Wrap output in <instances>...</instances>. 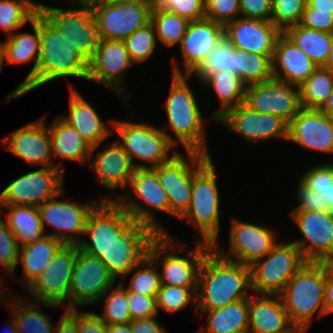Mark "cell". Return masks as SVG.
I'll list each match as a JSON object with an SVG mask.
<instances>
[{
	"mask_svg": "<svg viewBox=\"0 0 333 333\" xmlns=\"http://www.w3.org/2000/svg\"><path fill=\"white\" fill-rule=\"evenodd\" d=\"M250 266L224 259L211 249L200 267L196 311L222 308L240 299H249Z\"/></svg>",
	"mask_w": 333,
	"mask_h": 333,
	"instance_id": "1",
	"label": "cell"
},
{
	"mask_svg": "<svg viewBox=\"0 0 333 333\" xmlns=\"http://www.w3.org/2000/svg\"><path fill=\"white\" fill-rule=\"evenodd\" d=\"M188 78L190 77L187 75H172L171 88L164 103L168 125L160 129L175 146L181 143L186 151L211 156L204 130L206 121L201 114L196 95L187 81ZM165 129L173 130L174 137Z\"/></svg>",
	"mask_w": 333,
	"mask_h": 333,
	"instance_id": "2",
	"label": "cell"
},
{
	"mask_svg": "<svg viewBox=\"0 0 333 333\" xmlns=\"http://www.w3.org/2000/svg\"><path fill=\"white\" fill-rule=\"evenodd\" d=\"M40 57L35 77L23 88V95L61 77L85 79L86 61L58 30L39 12Z\"/></svg>",
	"mask_w": 333,
	"mask_h": 333,
	"instance_id": "3",
	"label": "cell"
},
{
	"mask_svg": "<svg viewBox=\"0 0 333 333\" xmlns=\"http://www.w3.org/2000/svg\"><path fill=\"white\" fill-rule=\"evenodd\" d=\"M326 261L305 263L278 294L292 324L306 331L316 312L326 315Z\"/></svg>",
	"mask_w": 333,
	"mask_h": 333,
	"instance_id": "4",
	"label": "cell"
},
{
	"mask_svg": "<svg viewBox=\"0 0 333 333\" xmlns=\"http://www.w3.org/2000/svg\"><path fill=\"white\" fill-rule=\"evenodd\" d=\"M179 241L168 232L158 234L150 243L148 256L158 267L162 265L161 285L197 288L200 267L212 245L196 240L195 247L189 251L187 249L184 253L186 256L182 257L179 252L186 250L187 244L184 245Z\"/></svg>",
	"mask_w": 333,
	"mask_h": 333,
	"instance_id": "5",
	"label": "cell"
},
{
	"mask_svg": "<svg viewBox=\"0 0 333 333\" xmlns=\"http://www.w3.org/2000/svg\"><path fill=\"white\" fill-rule=\"evenodd\" d=\"M129 187L137 199L129 192L117 197L105 194L101 200L116 201L134 221L145 223L158 234H166L168 231L154 215L155 211L170 214L169 199L156 171L153 168L135 169Z\"/></svg>",
	"mask_w": 333,
	"mask_h": 333,
	"instance_id": "6",
	"label": "cell"
},
{
	"mask_svg": "<svg viewBox=\"0 0 333 333\" xmlns=\"http://www.w3.org/2000/svg\"><path fill=\"white\" fill-rule=\"evenodd\" d=\"M216 166L210 157L192 177L191 201L180 219L195 224L199 230L198 241L213 244L220 232V197L217 186ZM202 236V237H201Z\"/></svg>",
	"mask_w": 333,
	"mask_h": 333,
	"instance_id": "7",
	"label": "cell"
},
{
	"mask_svg": "<svg viewBox=\"0 0 333 333\" xmlns=\"http://www.w3.org/2000/svg\"><path fill=\"white\" fill-rule=\"evenodd\" d=\"M112 127V133L116 131L120 135L117 142L130 157L135 169L155 168L170 161L179 151L174 149L176 146L158 127L124 120H113ZM134 159L148 164L134 163Z\"/></svg>",
	"mask_w": 333,
	"mask_h": 333,
	"instance_id": "8",
	"label": "cell"
},
{
	"mask_svg": "<svg viewBox=\"0 0 333 333\" xmlns=\"http://www.w3.org/2000/svg\"><path fill=\"white\" fill-rule=\"evenodd\" d=\"M307 262L294 242L277 243L262 259L250 266L252 291L278 295Z\"/></svg>",
	"mask_w": 333,
	"mask_h": 333,
	"instance_id": "9",
	"label": "cell"
},
{
	"mask_svg": "<svg viewBox=\"0 0 333 333\" xmlns=\"http://www.w3.org/2000/svg\"><path fill=\"white\" fill-rule=\"evenodd\" d=\"M89 5L99 39L123 41L150 22L146 0H96Z\"/></svg>",
	"mask_w": 333,
	"mask_h": 333,
	"instance_id": "10",
	"label": "cell"
},
{
	"mask_svg": "<svg viewBox=\"0 0 333 333\" xmlns=\"http://www.w3.org/2000/svg\"><path fill=\"white\" fill-rule=\"evenodd\" d=\"M73 5L77 8H55L39 3L38 11L89 62L99 42L97 25L89 4Z\"/></svg>",
	"mask_w": 333,
	"mask_h": 333,
	"instance_id": "11",
	"label": "cell"
},
{
	"mask_svg": "<svg viewBox=\"0 0 333 333\" xmlns=\"http://www.w3.org/2000/svg\"><path fill=\"white\" fill-rule=\"evenodd\" d=\"M76 254L75 244H64L59 249L44 271L25 289L29 291L33 301L37 300L36 302L49 308L63 306L67 310Z\"/></svg>",
	"mask_w": 333,
	"mask_h": 333,
	"instance_id": "12",
	"label": "cell"
},
{
	"mask_svg": "<svg viewBox=\"0 0 333 333\" xmlns=\"http://www.w3.org/2000/svg\"><path fill=\"white\" fill-rule=\"evenodd\" d=\"M133 218L116 202L101 201L89 214L84 234L78 247L84 253L100 258L134 223Z\"/></svg>",
	"mask_w": 333,
	"mask_h": 333,
	"instance_id": "13",
	"label": "cell"
},
{
	"mask_svg": "<svg viewBox=\"0 0 333 333\" xmlns=\"http://www.w3.org/2000/svg\"><path fill=\"white\" fill-rule=\"evenodd\" d=\"M178 152L170 161L153 168L164 187L170 205V215L180 218L189 208L193 174L212 156L199 152Z\"/></svg>",
	"mask_w": 333,
	"mask_h": 333,
	"instance_id": "14",
	"label": "cell"
},
{
	"mask_svg": "<svg viewBox=\"0 0 333 333\" xmlns=\"http://www.w3.org/2000/svg\"><path fill=\"white\" fill-rule=\"evenodd\" d=\"M63 196L64 189L57 196L37 207L42 227L44 231L46 230V224L56 229L46 235L54 237L64 244L78 245L85 237L82 234H84L89 214L102 200L97 201L98 203L95 200L90 203L78 204L76 201H70V199L59 200Z\"/></svg>",
	"mask_w": 333,
	"mask_h": 333,
	"instance_id": "15",
	"label": "cell"
},
{
	"mask_svg": "<svg viewBox=\"0 0 333 333\" xmlns=\"http://www.w3.org/2000/svg\"><path fill=\"white\" fill-rule=\"evenodd\" d=\"M231 220L229 253L227 254L221 249L222 246L218 240L212 244V249L220 257L251 266L277 244L276 232L272 228L251 224L248 221H239L237 217Z\"/></svg>",
	"mask_w": 333,
	"mask_h": 333,
	"instance_id": "16",
	"label": "cell"
},
{
	"mask_svg": "<svg viewBox=\"0 0 333 333\" xmlns=\"http://www.w3.org/2000/svg\"><path fill=\"white\" fill-rule=\"evenodd\" d=\"M243 104L253 111L278 116L287 124L302 109L299 87L274 77L246 86Z\"/></svg>",
	"mask_w": 333,
	"mask_h": 333,
	"instance_id": "17",
	"label": "cell"
},
{
	"mask_svg": "<svg viewBox=\"0 0 333 333\" xmlns=\"http://www.w3.org/2000/svg\"><path fill=\"white\" fill-rule=\"evenodd\" d=\"M115 281L106 265L99 258L84 253L77 245L67 310L77 309L76 306L97 303L100 297L113 287Z\"/></svg>",
	"mask_w": 333,
	"mask_h": 333,
	"instance_id": "18",
	"label": "cell"
},
{
	"mask_svg": "<svg viewBox=\"0 0 333 333\" xmlns=\"http://www.w3.org/2000/svg\"><path fill=\"white\" fill-rule=\"evenodd\" d=\"M64 172L42 167L9 183L0 193V204L38 207L63 190Z\"/></svg>",
	"mask_w": 333,
	"mask_h": 333,
	"instance_id": "19",
	"label": "cell"
},
{
	"mask_svg": "<svg viewBox=\"0 0 333 333\" xmlns=\"http://www.w3.org/2000/svg\"><path fill=\"white\" fill-rule=\"evenodd\" d=\"M135 65L131 60L123 41L99 39L93 58L88 62L86 80L95 81L122 96L126 94L125 75L127 69ZM127 95V96H126Z\"/></svg>",
	"mask_w": 333,
	"mask_h": 333,
	"instance_id": "20",
	"label": "cell"
},
{
	"mask_svg": "<svg viewBox=\"0 0 333 333\" xmlns=\"http://www.w3.org/2000/svg\"><path fill=\"white\" fill-rule=\"evenodd\" d=\"M290 218L303 235L292 241L307 261H333V214L329 211L291 212Z\"/></svg>",
	"mask_w": 333,
	"mask_h": 333,
	"instance_id": "21",
	"label": "cell"
},
{
	"mask_svg": "<svg viewBox=\"0 0 333 333\" xmlns=\"http://www.w3.org/2000/svg\"><path fill=\"white\" fill-rule=\"evenodd\" d=\"M157 235L145 223L135 221L99 259L115 280L119 276L125 280L128 273L148 255L150 243Z\"/></svg>",
	"mask_w": 333,
	"mask_h": 333,
	"instance_id": "22",
	"label": "cell"
},
{
	"mask_svg": "<svg viewBox=\"0 0 333 333\" xmlns=\"http://www.w3.org/2000/svg\"><path fill=\"white\" fill-rule=\"evenodd\" d=\"M4 149L30 165L56 167L64 172L62 163L53 161L51 139L45 116L23 125L2 138ZM62 167V168H61Z\"/></svg>",
	"mask_w": 333,
	"mask_h": 333,
	"instance_id": "23",
	"label": "cell"
},
{
	"mask_svg": "<svg viewBox=\"0 0 333 333\" xmlns=\"http://www.w3.org/2000/svg\"><path fill=\"white\" fill-rule=\"evenodd\" d=\"M216 122L241 136L247 142L256 144L273 138L287 141L288 124L278 116L259 113L244 104L228 110Z\"/></svg>",
	"mask_w": 333,
	"mask_h": 333,
	"instance_id": "24",
	"label": "cell"
},
{
	"mask_svg": "<svg viewBox=\"0 0 333 333\" xmlns=\"http://www.w3.org/2000/svg\"><path fill=\"white\" fill-rule=\"evenodd\" d=\"M223 37L224 25L220 23L207 18L190 21L180 44L182 61L184 62L183 71L174 58L172 59V75L189 76Z\"/></svg>",
	"mask_w": 333,
	"mask_h": 333,
	"instance_id": "25",
	"label": "cell"
},
{
	"mask_svg": "<svg viewBox=\"0 0 333 333\" xmlns=\"http://www.w3.org/2000/svg\"><path fill=\"white\" fill-rule=\"evenodd\" d=\"M287 141L311 151L333 154V118L318 109L302 108L288 123Z\"/></svg>",
	"mask_w": 333,
	"mask_h": 333,
	"instance_id": "26",
	"label": "cell"
},
{
	"mask_svg": "<svg viewBox=\"0 0 333 333\" xmlns=\"http://www.w3.org/2000/svg\"><path fill=\"white\" fill-rule=\"evenodd\" d=\"M282 31L271 21L238 17L224 26V36L238 50L273 58Z\"/></svg>",
	"mask_w": 333,
	"mask_h": 333,
	"instance_id": "27",
	"label": "cell"
},
{
	"mask_svg": "<svg viewBox=\"0 0 333 333\" xmlns=\"http://www.w3.org/2000/svg\"><path fill=\"white\" fill-rule=\"evenodd\" d=\"M248 333H300L279 295L256 294L248 299Z\"/></svg>",
	"mask_w": 333,
	"mask_h": 333,
	"instance_id": "28",
	"label": "cell"
},
{
	"mask_svg": "<svg viewBox=\"0 0 333 333\" xmlns=\"http://www.w3.org/2000/svg\"><path fill=\"white\" fill-rule=\"evenodd\" d=\"M69 110V115L60 117L92 146V157L97 147L113 134V120H110V124L103 121L94 107L72 86L70 87Z\"/></svg>",
	"mask_w": 333,
	"mask_h": 333,
	"instance_id": "29",
	"label": "cell"
},
{
	"mask_svg": "<svg viewBox=\"0 0 333 333\" xmlns=\"http://www.w3.org/2000/svg\"><path fill=\"white\" fill-rule=\"evenodd\" d=\"M271 61L274 78L298 87L317 69L313 61L283 32L276 41Z\"/></svg>",
	"mask_w": 333,
	"mask_h": 333,
	"instance_id": "30",
	"label": "cell"
},
{
	"mask_svg": "<svg viewBox=\"0 0 333 333\" xmlns=\"http://www.w3.org/2000/svg\"><path fill=\"white\" fill-rule=\"evenodd\" d=\"M90 160L89 165L101 185L111 191L119 187L127 189L135 167L117 140Z\"/></svg>",
	"mask_w": 333,
	"mask_h": 333,
	"instance_id": "31",
	"label": "cell"
},
{
	"mask_svg": "<svg viewBox=\"0 0 333 333\" xmlns=\"http://www.w3.org/2000/svg\"><path fill=\"white\" fill-rule=\"evenodd\" d=\"M33 33H14L6 38L5 43V61L13 64L28 63L35 60V63L26 75L25 79L4 99H15L23 96V88L35 77L38 60L40 57V36H39V11L34 15L33 20L29 22Z\"/></svg>",
	"mask_w": 333,
	"mask_h": 333,
	"instance_id": "32",
	"label": "cell"
},
{
	"mask_svg": "<svg viewBox=\"0 0 333 333\" xmlns=\"http://www.w3.org/2000/svg\"><path fill=\"white\" fill-rule=\"evenodd\" d=\"M51 139L53 161H76L84 165L91 159L92 146L60 116L47 125Z\"/></svg>",
	"mask_w": 333,
	"mask_h": 333,
	"instance_id": "33",
	"label": "cell"
},
{
	"mask_svg": "<svg viewBox=\"0 0 333 333\" xmlns=\"http://www.w3.org/2000/svg\"><path fill=\"white\" fill-rule=\"evenodd\" d=\"M207 318L206 327L196 333H248V299H240L228 305L208 311H197Z\"/></svg>",
	"mask_w": 333,
	"mask_h": 333,
	"instance_id": "34",
	"label": "cell"
},
{
	"mask_svg": "<svg viewBox=\"0 0 333 333\" xmlns=\"http://www.w3.org/2000/svg\"><path fill=\"white\" fill-rule=\"evenodd\" d=\"M64 243L54 237L44 236L40 240L20 247L18 263L21 262L23 271L20 279L26 289L46 268L53 256Z\"/></svg>",
	"mask_w": 333,
	"mask_h": 333,
	"instance_id": "35",
	"label": "cell"
},
{
	"mask_svg": "<svg viewBox=\"0 0 333 333\" xmlns=\"http://www.w3.org/2000/svg\"><path fill=\"white\" fill-rule=\"evenodd\" d=\"M0 207L8 210L4 221L21 247L46 236L37 207L11 204H0Z\"/></svg>",
	"mask_w": 333,
	"mask_h": 333,
	"instance_id": "36",
	"label": "cell"
},
{
	"mask_svg": "<svg viewBox=\"0 0 333 333\" xmlns=\"http://www.w3.org/2000/svg\"><path fill=\"white\" fill-rule=\"evenodd\" d=\"M202 85L210 87L209 89H212L219 98L220 108L211 115V119L215 122L228 110L244 103L246 85L235 74L221 71L211 75Z\"/></svg>",
	"mask_w": 333,
	"mask_h": 333,
	"instance_id": "37",
	"label": "cell"
},
{
	"mask_svg": "<svg viewBox=\"0 0 333 333\" xmlns=\"http://www.w3.org/2000/svg\"><path fill=\"white\" fill-rule=\"evenodd\" d=\"M283 33L317 67L325 65L331 47V33L309 29L300 24L286 28Z\"/></svg>",
	"mask_w": 333,
	"mask_h": 333,
	"instance_id": "38",
	"label": "cell"
},
{
	"mask_svg": "<svg viewBox=\"0 0 333 333\" xmlns=\"http://www.w3.org/2000/svg\"><path fill=\"white\" fill-rule=\"evenodd\" d=\"M239 63L240 51L224 36L189 77L194 75L203 84L211 75L221 71L238 76Z\"/></svg>",
	"mask_w": 333,
	"mask_h": 333,
	"instance_id": "39",
	"label": "cell"
},
{
	"mask_svg": "<svg viewBox=\"0 0 333 333\" xmlns=\"http://www.w3.org/2000/svg\"><path fill=\"white\" fill-rule=\"evenodd\" d=\"M21 297L23 296L19 294L9 296V301H12L11 305H8L13 309V319L18 333H53L55 328L53 322L38 305H35L38 303Z\"/></svg>",
	"mask_w": 333,
	"mask_h": 333,
	"instance_id": "40",
	"label": "cell"
},
{
	"mask_svg": "<svg viewBox=\"0 0 333 333\" xmlns=\"http://www.w3.org/2000/svg\"><path fill=\"white\" fill-rule=\"evenodd\" d=\"M333 88V74L324 69H317L299 86L302 108L320 110L327 102Z\"/></svg>",
	"mask_w": 333,
	"mask_h": 333,
	"instance_id": "41",
	"label": "cell"
},
{
	"mask_svg": "<svg viewBox=\"0 0 333 333\" xmlns=\"http://www.w3.org/2000/svg\"><path fill=\"white\" fill-rule=\"evenodd\" d=\"M39 3L33 0H0V28L6 38L33 20Z\"/></svg>",
	"mask_w": 333,
	"mask_h": 333,
	"instance_id": "42",
	"label": "cell"
},
{
	"mask_svg": "<svg viewBox=\"0 0 333 333\" xmlns=\"http://www.w3.org/2000/svg\"><path fill=\"white\" fill-rule=\"evenodd\" d=\"M150 22L154 26L157 43L160 40L167 47L180 46L190 23L188 19L165 10L151 12Z\"/></svg>",
	"mask_w": 333,
	"mask_h": 333,
	"instance_id": "43",
	"label": "cell"
},
{
	"mask_svg": "<svg viewBox=\"0 0 333 333\" xmlns=\"http://www.w3.org/2000/svg\"><path fill=\"white\" fill-rule=\"evenodd\" d=\"M147 255L137 266L129 273H132L131 280L127 290L140 293L145 296H157L160 289V268Z\"/></svg>",
	"mask_w": 333,
	"mask_h": 333,
	"instance_id": "44",
	"label": "cell"
},
{
	"mask_svg": "<svg viewBox=\"0 0 333 333\" xmlns=\"http://www.w3.org/2000/svg\"><path fill=\"white\" fill-rule=\"evenodd\" d=\"M112 288H109L99 299V301L105 299L102 314H95L107 325L129 323L131 317L124 282H119L115 289Z\"/></svg>",
	"mask_w": 333,
	"mask_h": 333,
	"instance_id": "45",
	"label": "cell"
},
{
	"mask_svg": "<svg viewBox=\"0 0 333 333\" xmlns=\"http://www.w3.org/2000/svg\"><path fill=\"white\" fill-rule=\"evenodd\" d=\"M239 51L238 76L246 86L260 83L273 77L272 61L268 56L251 53L246 50Z\"/></svg>",
	"mask_w": 333,
	"mask_h": 333,
	"instance_id": "46",
	"label": "cell"
},
{
	"mask_svg": "<svg viewBox=\"0 0 333 333\" xmlns=\"http://www.w3.org/2000/svg\"><path fill=\"white\" fill-rule=\"evenodd\" d=\"M197 288H183L178 286L160 285L156 296V307L168 313H175L192 304L196 310Z\"/></svg>",
	"mask_w": 333,
	"mask_h": 333,
	"instance_id": "47",
	"label": "cell"
},
{
	"mask_svg": "<svg viewBox=\"0 0 333 333\" xmlns=\"http://www.w3.org/2000/svg\"><path fill=\"white\" fill-rule=\"evenodd\" d=\"M123 43L135 65L144 63L151 57L158 44L154 26L149 22L124 39Z\"/></svg>",
	"mask_w": 333,
	"mask_h": 333,
	"instance_id": "48",
	"label": "cell"
},
{
	"mask_svg": "<svg viewBox=\"0 0 333 333\" xmlns=\"http://www.w3.org/2000/svg\"><path fill=\"white\" fill-rule=\"evenodd\" d=\"M205 0H148L151 12L165 10L196 21L205 18Z\"/></svg>",
	"mask_w": 333,
	"mask_h": 333,
	"instance_id": "49",
	"label": "cell"
},
{
	"mask_svg": "<svg viewBox=\"0 0 333 333\" xmlns=\"http://www.w3.org/2000/svg\"><path fill=\"white\" fill-rule=\"evenodd\" d=\"M299 181L308 189L316 191L328 204L333 188V163H320V165L311 167Z\"/></svg>",
	"mask_w": 333,
	"mask_h": 333,
	"instance_id": "50",
	"label": "cell"
},
{
	"mask_svg": "<svg viewBox=\"0 0 333 333\" xmlns=\"http://www.w3.org/2000/svg\"><path fill=\"white\" fill-rule=\"evenodd\" d=\"M306 0H272L271 22L282 32L301 22Z\"/></svg>",
	"mask_w": 333,
	"mask_h": 333,
	"instance_id": "51",
	"label": "cell"
},
{
	"mask_svg": "<svg viewBox=\"0 0 333 333\" xmlns=\"http://www.w3.org/2000/svg\"><path fill=\"white\" fill-rule=\"evenodd\" d=\"M20 247L13 232L0 215V265L9 275H16Z\"/></svg>",
	"mask_w": 333,
	"mask_h": 333,
	"instance_id": "52",
	"label": "cell"
},
{
	"mask_svg": "<svg viewBox=\"0 0 333 333\" xmlns=\"http://www.w3.org/2000/svg\"><path fill=\"white\" fill-rule=\"evenodd\" d=\"M205 18L226 25L240 17L239 0H205Z\"/></svg>",
	"mask_w": 333,
	"mask_h": 333,
	"instance_id": "53",
	"label": "cell"
},
{
	"mask_svg": "<svg viewBox=\"0 0 333 333\" xmlns=\"http://www.w3.org/2000/svg\"><path fill=\"white\" fill-rule=\"evenodd\" d=\"M127 298L131 320L150 318L158 315L156 297L145 296L127 290Z\"/></svg>",
	"mask_w": 333,
	"mask_h": 333,
	"instance_id": "54",
	"label": "cell"
},
{
	"mask_svg": "<svg viewBox=\"0 0 333 333\" xmlns=\"http://www.w3.org/2000/svg\"><path fill=\"white\" fill-rule=\"evenodd\" d=\"M300 25L309 29L333 34V14L318 11L305 4Z\"/></svg>",
	"mask_w": 333,
	"mask_h": 333,
	"instance_id": "55",
	"label": "cell"
},
{
	"mask_svg": "<svg viewBox=\"0 0 333 333\" xmlns=\"http://www.w3.org/2000/svg\"><path fill=\"white\" fill-rule=\"evenodd\" d=\"M298 206L291 212L301 211H329L327 202L324 201L314 190L308 189L300 181L297 186Z\"/></svg>",
	"mask_w": 333,
	"mask_h": 333,
	"instance_id": "56",
	"label": "cell"
},
{
	"mask_svg": "<svg viewBox=\"0 0 333 333\" xmlns=\"http://www.w3.org/2000/svg\"><path fill=\"white\" fill-rule=\"evenodd\" d=\"M240 17L271 21L272 0H239Z\"/></svg>",
	"mask_w": 333,
	"mask_h": 333,
	"instance_id": "57",
	"label": "cell"
},
{
	"mask_svg": "<svg viewBox=\"0 0 333 333\" xmlns=\"http://www.w3.org/2000/svg\"><path fill=\"white\" fill-rule=\"evenodd\" d=\"M78 333H108V327L95 312H82L77 308Z\"/></svg>",
	"mask_w": 333,
	"mask_h": 333,
	"instance_id": "58",
	"label": "cell"
},
{
	"mask_svg": "<svg viewBox=\"0 0 333 333\" xmlns=\"http://www.w3.org/2000/svg\"><path fill=\"white\" fill-rule=\"evenodd\" d=\"M156 316L150 318H142L131 320L130 327L132 333H167L166 330L155 319Z\"/></svg>",
	"mask_w": 333,
	"mask_h": 333,
	"instance_id": "59",
	"label": "cell"
},
{
	"mask_svg": "<svg viewBox=\"0 0 333 333\" xmlns=\"http://www.w3.org/2000/svg\"><path fill=\"white\" fill-rule=\"evenodd\" d=\"M53 333H78L77 309L64 310L62 318Z\"/></svg>",
	"mask_w": 333,
	"mask_h": 333,
	"instance_id": "60",
	"label": "cell"
},
{
	"mask_svg": "<svg viewBox=\"0 0 333 333\" xmlns=\"http://www.w3.org/2000/svg\"><path fill=\"white\" fill-rule=\"evenodd\" d=\"M324 296L326 315H328L333 313V261H326V283Z\"/></svg>",
	"mask_w": 333,
	"mask_h": 333,
	"instance_id": "61",
	"label": "cell"
},
{
	"mask_svg": "<svg viewBox=\"0 0 333 333\" xmlns=\"http://www.w3.org/2000/svg\"><path fill=\"white\" fill-rule=\"evenodd\" d=\"M306 4L318 11L333 14V0H306Z\"/></svg>",
	"mask_w": 333,
	"mask_h": 333,
	"instance_id": "62",
	"label": "cell"
},
{
	"mask_svg": "<svg viewBox=\"0 0 333 333\" xmlns=\"http://www.w3.org/2000/svg\"><path fill=\"white\" fill-rule=\"evenodd\" d=\"M108 333H132L130 323H117L107 325Z\"/></svg>",
	"mask_w": 333,
	"mask_h": 333,
	"instance_id": "63",
	"label": "cell"
},
{
	"mask_svg": "<svg viewBox=\"0 0 333 333\" xmlns=\"http://www.w3.org/2000/svg\"><path fill=\"white\" fill-rule=\"evenodd\" d=\"M320 110L328 117L333 118V88L328 97L327 102L324 104V106Z\"/></svg>",
	"mask_w": 333,
	"mask_h": 333,
	"instance_id": "64",
	"label": "cell"
},
{
	"mask_svg": "<svg viewBox=\"0 0 333 333\" xmlns=\"http://www.w3.org/2000/svg\"><path fill=\"white\" fill-rule=\"evenodd\" d=\"M323 68L330 71L333 74V34H332L330 52L328 54L327 61H326L325 65L323 66Z\"/></svg>",
	"mask_w": 333,
	"mask_h": 333,
	"instance_id": "65",
	"label": "cell"
},
{
	"mask_svg": "<svg viewBox=\"0 0 333 333\" xmlns=\"http://www.w3.org/2000/svg\"><path fill=\"white\" fill-rule=\"evenodd\" d=\"M6 324L8 326L5 325V327L7 329V330L5 329V331H7L8 333H18L17 326H16V323H15L13 317Z\"/></svg>",
	"mask_w": 333,
	"mask_h": 333,
	"instance_id": "66",
	"label": "cell"
},
{
	"mask_svg": "<svg viewBox=\"0 0 333 333\" xmlns=\"http://www.w3.org/2000/svg\"><path fill=\"white\" fill-rule=\"evenodd\" d=\"M5 60V43L0 41V70L4 67Z\"/></svg>",
	"mask_w": 333,
	"mask_h": 333,
	"instance_id": "67",
	"label": "cell"
},
{
	"mask_svg": "<svg viewBox=\"0 0 333 333\" xmlns=\"http://www.w3.org/2000/svg\"><path fill=\"white\" fill-rule=\"evenodd\" d=\"M2 278H0V305H5V302L6 303H8L7 302V300H6V296L4 295L5 293V289L3 288L4 286H3V281L1 280ZM5 301V302H4ZM3 302V303H2Z\"/></svg>",
	"mask_w": 333,
	"mask_h": 333,
	"instance_id": "68",
	"label": "cell"
},
{
	"mask_svg": "<svg viewBox=\"0 0 333 333\" xmlns=\"http://www.w3.org/2000/svg\"><path fill=\"white\" fill-rule=\"evenodd\" d=\"M329 212L333 214V188L332 192L330 193V202L328 203Z\"/></svg>",
	"mask_w": 333,
	"mask_h": 333,
	"instance_id": "69",
	"label": "cell"
},
{
	"mask_svg": "<svg viewBox=\"0 0 333 333\" xmlns=\"http://www.w3.org/2000/svg\"><path fill=\"white\" fill-rule=\"evenodd\" d=\"M72 1L73 4H77V3H80V4H89L93 1H96V0H70Z\"/></svg>",
	"mask_w": 333,
	"mask_h": 333,
	"instance_id": "70",
	"label": "cell"
}]
</instances>
